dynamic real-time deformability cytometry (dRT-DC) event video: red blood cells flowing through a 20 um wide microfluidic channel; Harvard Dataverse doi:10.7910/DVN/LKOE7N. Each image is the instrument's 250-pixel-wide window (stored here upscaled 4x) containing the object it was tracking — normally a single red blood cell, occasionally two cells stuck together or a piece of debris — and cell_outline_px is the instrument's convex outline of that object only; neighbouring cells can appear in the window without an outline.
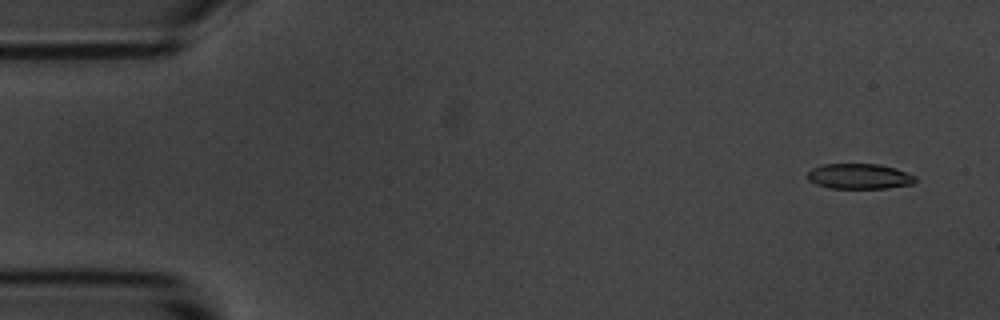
{"species": "common noctule bat (a hibernating species)", "species_latin": "Nyctalus noctula", "temperature_condition": "room temperature", "stored_images_in_passage": 6, "camera_frame_rate_fps": 3000, "um_per_image_px": 0.085, "animal": {"sex": "male", "body_mass_g": 20.1, "forearm_length_mm": 53.5}, "frame": {"image": 1, "passage_image": 2, "time_ms": 1.0, "image_size_px": [1000, 320], "cell_outline_px": [[916, 180], [912, 184], [888, 188], [828, 188], [816, 184], [808, 180], [808, 172], [812, 168], [824, 164], [880, 164], [916, 176]], "centroid_in_image_um": [73.01, 14.99], "position_along_channel_um": 12.0, "area_um2": 15.78}}
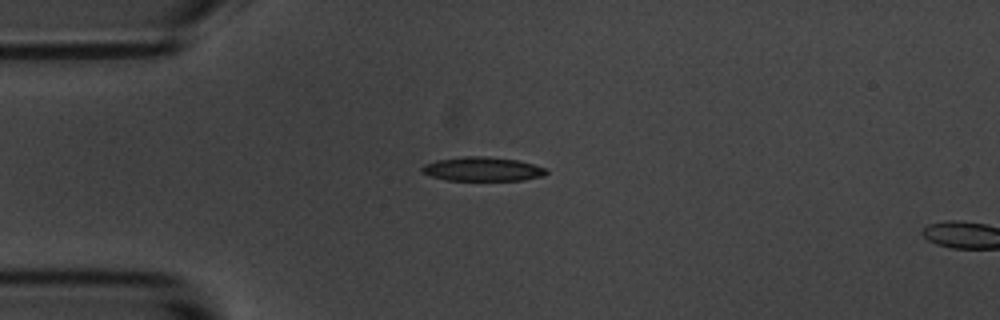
{"frame": {"image": 2, "passage_image": 5, "time_ms": 4.667, "image_size_px": [1000, 320], "cell_outline_px": [[548, 172], [544, 176], [524, 180], [448, 180], [432, 176], [420, 172], [420, 168], [424, 164], [436, 160], [464, 156], [488, 156], [516, 160], [532, 164], [544, 168]], "centroid_in_image_um": [40.98, 14.37], "position_along_channel_um": 44.0, "area_um2": 17.4}}